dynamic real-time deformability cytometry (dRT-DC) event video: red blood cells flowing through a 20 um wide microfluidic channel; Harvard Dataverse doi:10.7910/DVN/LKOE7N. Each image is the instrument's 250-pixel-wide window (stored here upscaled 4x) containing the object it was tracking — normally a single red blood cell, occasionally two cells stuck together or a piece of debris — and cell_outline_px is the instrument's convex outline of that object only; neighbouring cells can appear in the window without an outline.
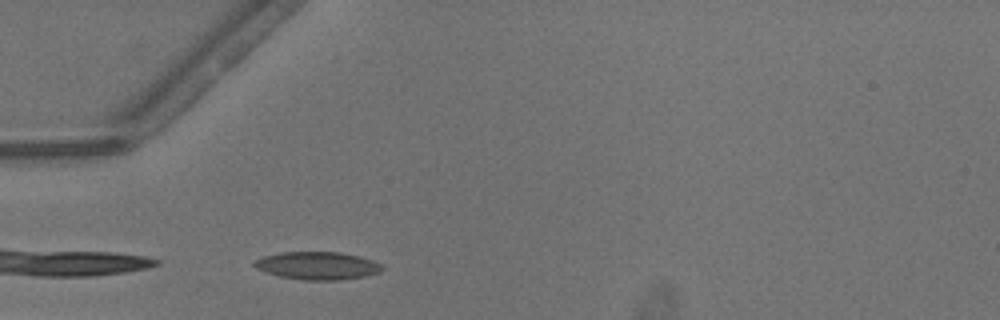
{"species": "common noctule bat (a hibernating species)", "species_latin": "Nyctalus noctula", "temperature_condition": "warm", "stored_images_in_passage": 10, "camera_frame_rate_fps": 3000, "um_per_image_px": 0.085, "animal": {"sex": "male", "body_mass_g": 13.3}, "frame": {"image": 1, "passage_image": 1, "time_ms": 0.0, "image_size_px": [1000, 320], "cell_outline_px": [[384, 268], [380, 272], [364, 276], [340, 280], [304, 280], [280, 276], [256, 268], [252, 264], [252, 260], [264, 256], [280, 252], [340, 252], [360, 256], [372, 260], [380, 264]], "centroid_in_image_um": [26.97, 22.57], "position_along_channel_um": 58.0, "area_um2": 20.69}}
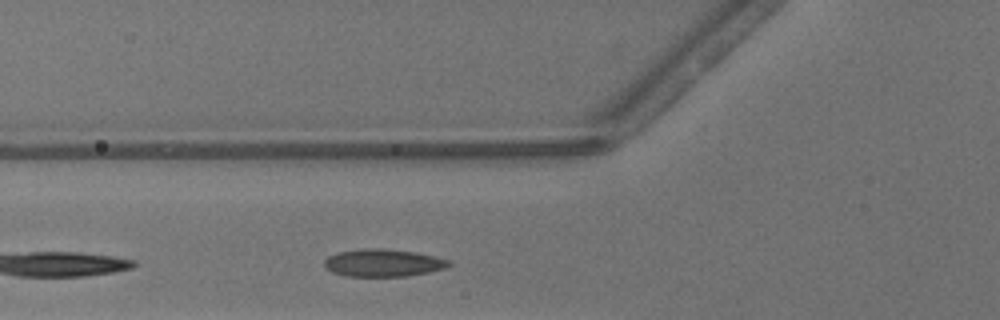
{"frame": {"image": 2, "passage_image": 4, "time_ms": 1.0, "image_size_px": [1000, 320], "cell_outline_px": [[452, 264], [444, 268], [428, 272], [408, 276], [344, 276], [332, 272], [324, 268], [324, 260], [328, 256], [340, 252], [364, 248], [380, 248], [416, 252], [436, 256], [452, 260]], "centroid_in_image_um": [32.58, 22.34], "position_along_channel_um": 93.2, "area_um2": 20.11}}
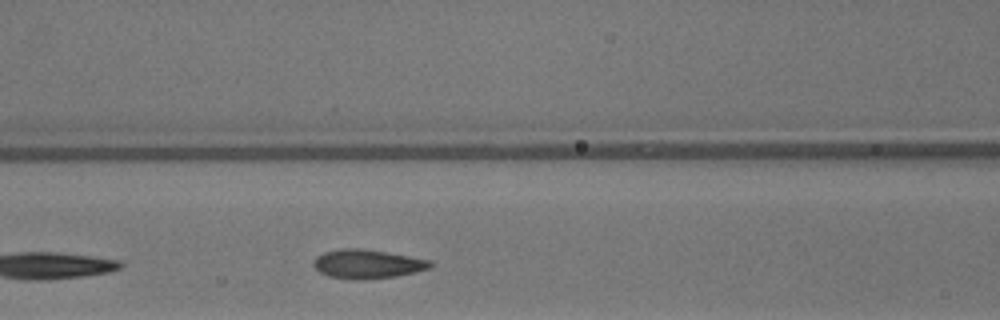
{"frame": {"image": 3, "passage_image": 7, "time_ms": 2.0, "image_size_px": [1000, 320], "cell_outline_px": [[432, 268], [416, 272], [396, 276], [364, 280], [352, 280], [328, 276], [320, 272], [312, 264], [316, 256], [324, 252], [340, 248], [360, 248], [432, 260]], "centroid_in_image_um": [31.22, 22.45], "position_along_channel_um": 135.4, "area_um2": 19.83}}